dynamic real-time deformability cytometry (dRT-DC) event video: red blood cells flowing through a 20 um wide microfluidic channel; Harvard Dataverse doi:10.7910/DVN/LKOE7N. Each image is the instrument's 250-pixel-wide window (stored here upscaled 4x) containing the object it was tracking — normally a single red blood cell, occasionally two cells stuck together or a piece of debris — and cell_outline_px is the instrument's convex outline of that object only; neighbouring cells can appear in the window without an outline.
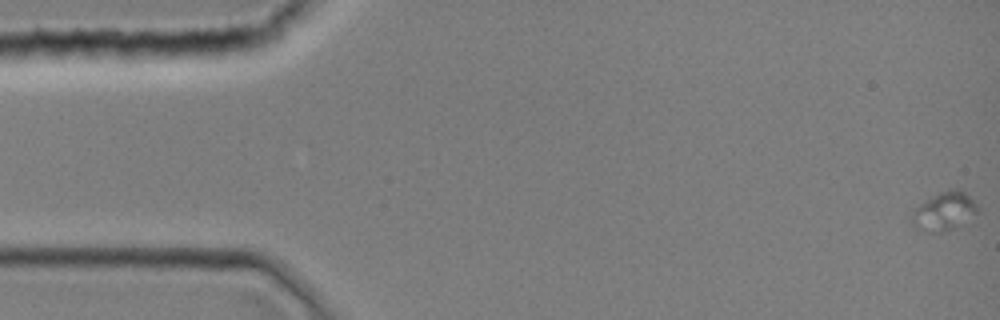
{"species": "common noctule bat (a hibernating species)", "species_latin": "Nyctalus noctula", "temperature_condition": "room temperature", "stored_images_in_passage": 37, "camera_frame_rate_fps": 3000, "um_per_image_px": 0.085, "animal": {"sex": "female", "body_mass_g": 19.0, "forearm_length_mm": 51.5}, "frame": {"image": 1, "passage_image": 1, "time_ms": 0.0, "image_size_px": [1000, 320], "cell_outline_px": [[976, 224], [944, 232], [928, 232], [916, 228], [912, 224], [912, 212], [920, 204], [932, 196], [944, 192], [964, 192], [976, 204]], "centroid_in_image_um": [80.33, 18.08], "position_along_channel_um": 4.7, "area_um2": 14.91}}
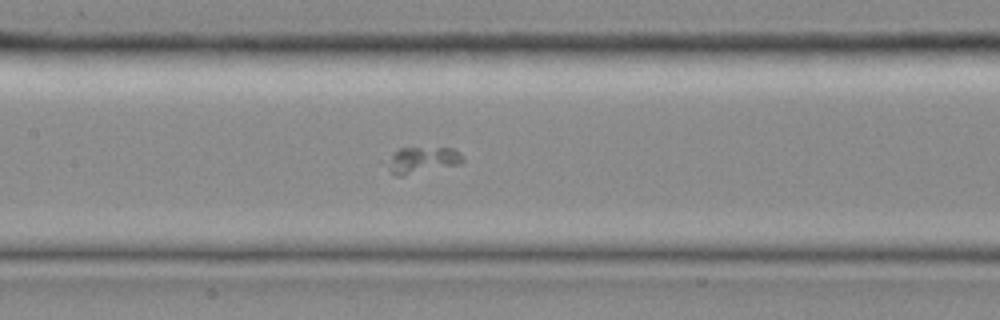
{"frame": {"image": 2, "passage_image": 22, "time_ms": 7.0, "image_size_px": [1000, 320], "cell_outline_px": [[464, 160], [460, 164], [400, 176], [396, 176], [380, 160], [400, 148], [452, 148], [460, 152], [464, 156]], "centroid_in_image_um": [35.8, 13.59], "position_along_channel_um": 171.6, "area_um2": 11.91}}
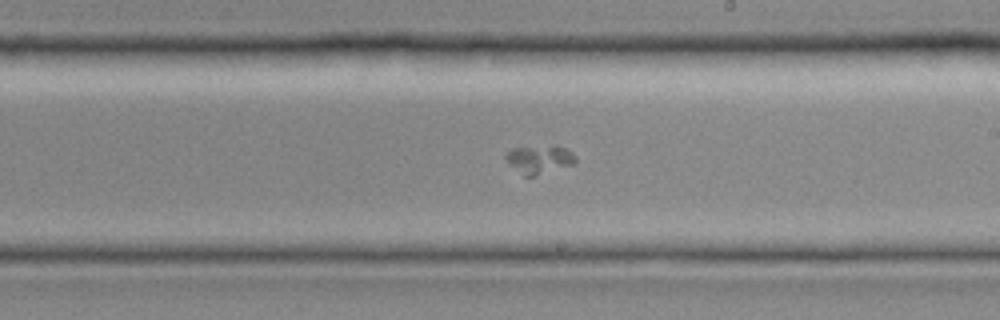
{"frame": {"image": 3, "passage_image": 27, "time_ms": 8.667, "image_size_px": [1000, 320], "cell_outline_px": [[576, 160], [572, 164], [532, 176], [524, 176], [508, 164], [504, 156], [512, 148], [556, 144], [572, 152], [576, 156]], "centroid_in_image_um": [45.82, 13.51], "position_along_channel_um": 243.2, "area_um2": 11.5}}